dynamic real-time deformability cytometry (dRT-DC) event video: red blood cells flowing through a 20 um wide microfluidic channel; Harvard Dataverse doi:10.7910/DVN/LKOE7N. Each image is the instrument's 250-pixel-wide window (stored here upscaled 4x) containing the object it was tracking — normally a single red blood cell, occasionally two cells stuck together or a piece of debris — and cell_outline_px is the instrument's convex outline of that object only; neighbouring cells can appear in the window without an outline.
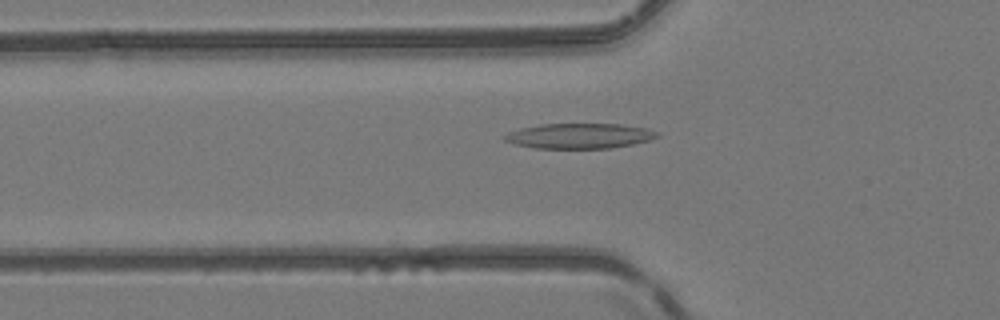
{"species": "common noctule bat (a hibernating species)", "species_latin": "Nyctalus noctula", "temperature_condition": "room temperature", "stored_images_in_passage": 45, "camera_frame_rate_fps": 3000, "um_per_image_px": 0.085, "animal": {"sex": "female", "body_mass_g": 24.6, "forearm_length_mm": 56.2}, "frame": {"image": 1, "passage_image": 13, "time_ms": 4.0, "image_size_px": [1000, 320], "cell_outline_px": [[660, 136], [648, 140], [632, 144], [612, 148], [532, 148], [516, 144], [504, 140], [500, 136], [508, 132], [520, 128], [540, 124], [620, 124], [644, 128], [656, 132]], "centroid_in_image_um": [49.18, 11.55], "position_along_channel_um": 76.6, "area_um2": 22.31}}
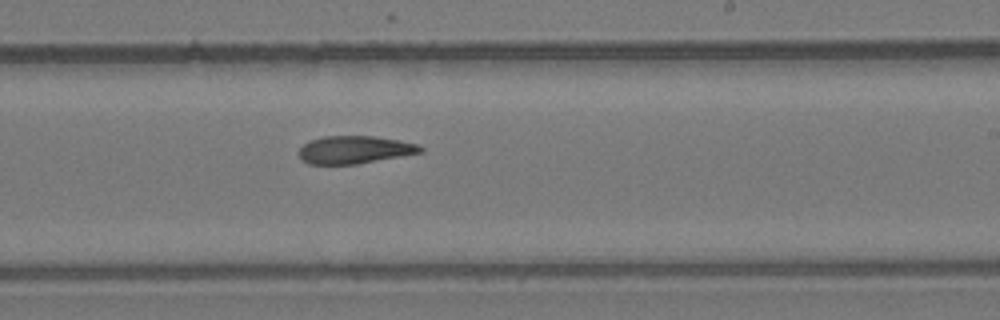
{"frame": {"image": 2, "passage_image": 26, "time_ms": 8.333, "image_size_px": [1000, 320], "cell_outline_px": [[424, 152], [356, 164], [308, 164], [300, 160], [296, 152], [304, 144], [312, 140], [324, 136], [372, 136], [396, 140], [416, 144], [424, 148]], "centroid_in_image_um": [30.09, 12.74], "position_along_channel_um": 258.9, "area_um2": 19.59}}
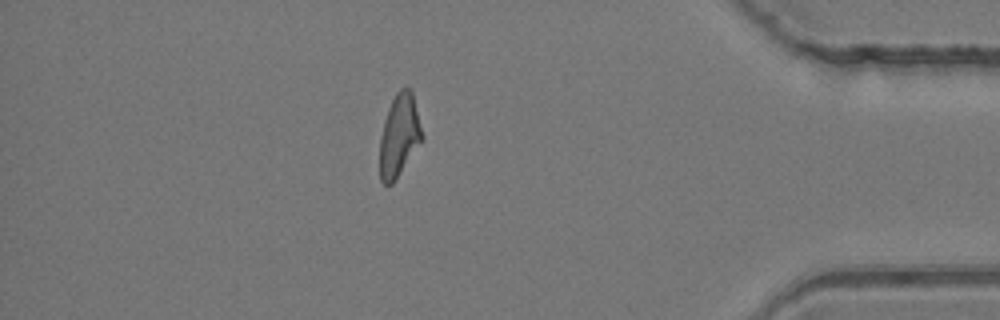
{"frame": {"image": 3, "passage_image": 39, "time_ms": 12.667, "image_size_px": [1000, 320], "cell_outline_px": [[424, 140], [396, 180], [392, 184], [384, 184], [380, 180], [380, 136], [384, 120], [388, 108], [396, 92], [400, 88], [408, 88], [412, 92], [424, 136]], "centroid_in_image_um": [33.95, 11.55], "position_along_channel_um": 401.2, "area_um2": 20.58}}